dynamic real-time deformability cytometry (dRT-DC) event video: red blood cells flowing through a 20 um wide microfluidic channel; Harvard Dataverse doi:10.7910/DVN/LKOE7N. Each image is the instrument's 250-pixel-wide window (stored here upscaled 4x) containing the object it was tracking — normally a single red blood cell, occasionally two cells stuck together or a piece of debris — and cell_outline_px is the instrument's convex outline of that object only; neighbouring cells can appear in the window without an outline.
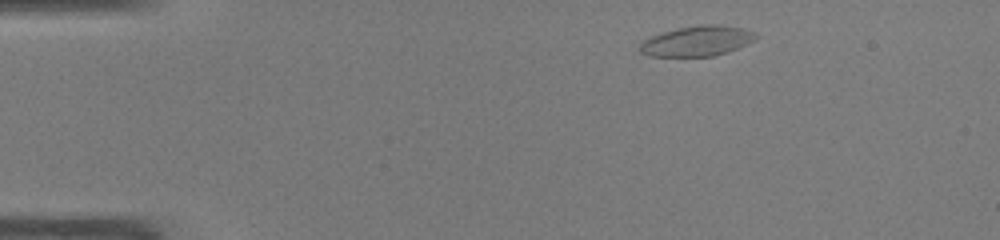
{"species": "common noctule bat (a hibernating species)", "species_latin": "Nyctalus noctula", "temperature_condition": "warm", "stored_images_in_passage": 43, "camera_frame_rate_fps": 3000, "um_per_image_px": 0.085, "animal": {"sex": "male", "body_mass_g": 19.0, "forearm_length_mm": 50.8}, "frame": {"image": 1, "passage_image": 1, "time_ms": 0.0, "image_size_px": [1000, 240], "cell_outline_px": [[760, 36], [736, 48], [712, 56], [648, 56], [640, 52], [640, 44], [644, 40], [652, 36], [676, 28], [704, 24], [716, 24], [740, 28], [756, 32]], "centroid_in_image_um": [59.23, 3.48], "position_along_channel_um": 25.8, "area_um2": 20.06}}
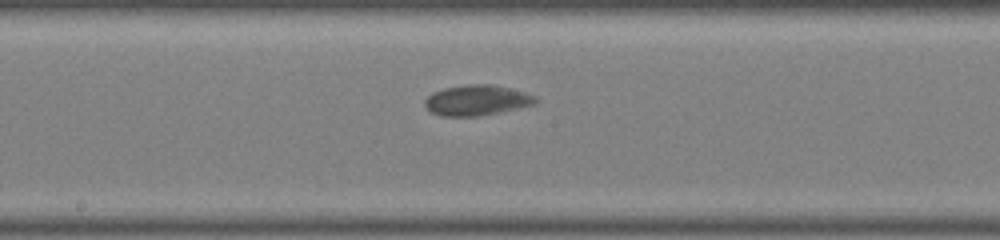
{"frame": {"image": 2, "passage_image": 20, "time_ms": 6.333, "image_size_px": [1000, 240], "cell_outline_px": [[540, 100], [536, 104], [480, 116], [440, 116], [432, 112], [424, 104], [424, 100], [432, 92], [444, 88], [468, 84], [492, 84], [524, 92], [536, 96]], "centroid_in_image_um": [40.54, 8.52], "position_along_channel_um": 207.7, "area_um2": 19.65}}
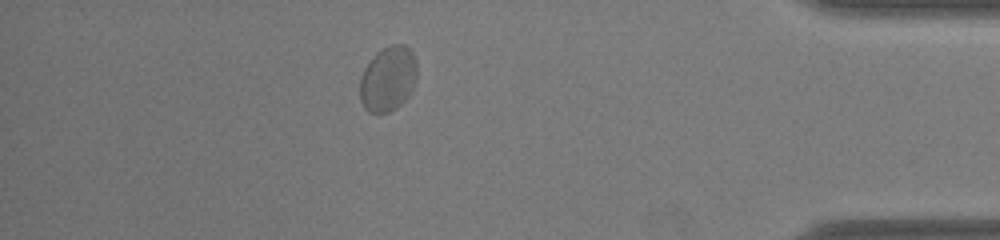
{"frame": {"image": 3, "passage_image": 37, "time_ms": 12.0, "image_size_px": [1000, 240], "cell_outline_px": [[416, 80], [412, 92], [396, 108], [388, 112], [368, 112], [364, 108], [360, 100], [360, 76], [364, 68], [384, 48], [392, 44], [404, 44], [412, 52], [416, 60]], "centroid_in_image_um": [32.99, 6.72], "position_along_channel_um": 402.2, "area_um2": 21.44}, "authors_computed_cell_mechanics": {"area_um2": 19.3052, "velocity_mm_per_s": 4.0806, "shape_relaxation_time_tau1_ms": 4.458, "shape_relaxation_time_tau2_ms": null, "deformation_change_tau1": 0.0986, "deformation_change_tau2": null}}